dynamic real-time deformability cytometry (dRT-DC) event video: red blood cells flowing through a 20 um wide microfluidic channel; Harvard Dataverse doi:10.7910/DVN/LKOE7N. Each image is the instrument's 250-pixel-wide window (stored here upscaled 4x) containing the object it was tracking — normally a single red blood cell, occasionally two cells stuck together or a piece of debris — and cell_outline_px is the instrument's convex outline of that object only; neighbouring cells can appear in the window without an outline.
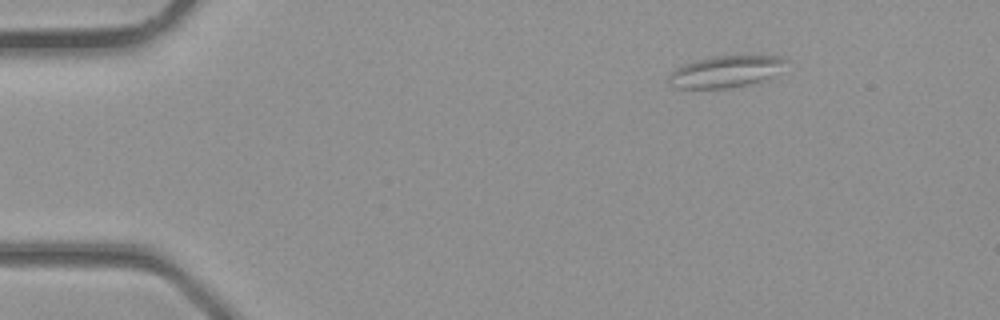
{"species": "common noctule bat (a hibernating species)", "species_latin": "Nyctalus noctula", "temperature_condition": "room temperature", "stored_images_in_passage": 2, "camera_frame_rate_fps": 3000, "um_per_image_px": 0.085, "animal": {"sex": "male", "body_mass_g": 23.1, "forearm_length_mm": 52.7}, "frame": {"image": 1, "passage_image": 1, "time_ms": 0.0, "image_size_px": [1000, 320], "cell_outline_px": [[788, 60], [768, 76], [760, 80], [748, 84], [728, 88], [676, 88], [668, 80], [668, 76], [676, 68], [700, 60], [716, 56], [780, 56]], "centroid_in_image_um": [61.61, 6.09], "position_along_channel_um": 23.4, "area_um2": 20.58}}